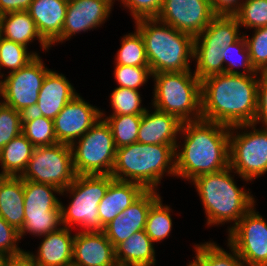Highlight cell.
<instances>
[{"label":"cell","mask_w":267,"mask_h":266,"mask_svg":"<svg viewBox=\"0 0 267 266\" xmlns=\"http://www.w3.org/2000/svg\"><path fill=\"white\" fill-rule=\"evenodd\" d=\"M160 197L151 207L147 215L145 232L153 243L160 242L169 237L172 231V216L170 205H164Z\"/></svg>","instance_id":"836d02e7"},{"label":"cell","mask_w":267,"mask_h":266,"mask_svg":"<svg viewBox=\"0 0 267 266\" xmlns=\"http://www.w3.org/2000/svg\"><path fill=\"white\" fill-rule=\"evenodd\" d=\"M223 73L259 75L250 60L249 50L244 35L235 43L223 49ZM226 65V66H225ZM241 67L243 70L238 71ZM235 68V69H234Z\"/></svg>","instance_id":"1f68e13d"},{"label":"cell","mask_w":267,"mask_h":266,"mask_svg":"<svg viewBox=\"0 0 267 266\" xmlns=\"http://www.w3.org/2000/svg\"><path fill=\"white\" fill-rule=\"evenodd\" d=\"M114 78L118 87L139 90L148 82L152 73L150 67L115 65Z\"/></svg>","instance_id":"60d3db41"},{"label":"cell","mask_w":267,"mask_h":266,"mask_svg":"<svg viewBox=\"0 0 267 266\" xmlns=\"http://www.w3.org/2000/svg\"><path fill=\"white\" fill-rule=\"evenodd\" d=\"M234 15H216L194 39V46H216L222 49L237 42L242 36Z\"/></svg>","instance_id":"4316f807"},{"label":"cell","mask_w":267,"mask_h":266,"mask_svg":"<svg viewBox=\"0 0 267 266\" xmlns=\"http://www.w3.org/2000/svg\"><path fill=\"white\" fill-rule=\"evenodd\" d=\"M78 93L64 76L51 69L47 72L33 113L54 120L64 106Z\"/></svg>","instance_id":"d6986e66"},{"label":"cell","mask_w":267,"mask_h":266,"mask_svg":"<svg viewBox=\"0 0 267 266\" xmlns=\"http://www.w3.org/2000/svg\"><path fill=\"white\" fill-rule=\"evenodd\" d=\"M9 255L0 251V266H4V263Z\"/></svg>","instance_id":"c3c4849f"},{"label":"cell","mask_w":267,"mask_h":266,"mask_svg":"<svg viewBox=\"0 0 267 266\" xmlns=\"http://www.w3.org/2000/svg\"><path fill=\"white\" fill-rule=\"evenodd\" d=\"M33 0H0V15L17 12L27 11Z\"/></svg>","instance_id":"bcb514c9"},{"label":"cell","mask_w":267,"mask_h":266,"mask_svg":"<svg viewBox=\"0 0 267 266\" xmlns=\"http://www.w3.org/2000/svg\"><path fill=\"white\" fill-rule=\"evenodd\" d=\"M0 216L18 231L24 225V186L21 177L0 176Z\"/></svg>","instance_id":"d4e9b609"},{"label":"cell","mask_w":267,"mask_h":266,"mask_svg":"<svg viewBox=\"0 0 267 266\" xmlns=\"http://www.w3.org/2000/svg\"><path fill=\"white\" fill-rule=\"evenodd\" d=\"M254 205L228 232V243L245 266H267V222Z\"/></svg>","instance_id":"4fadbf2b"},{"label":"cell","mask_w":267,"mask_h":266,"mask_svg":"<svg viewBox=\"0 0 267 266\" xmlns=\"http://www.w3.org/2000/svg\"><path fill=\"white\" fill-rule=\"evenodd\" d=\"M223 49L216 46H194V74L200 79L223 73Z\"/></svg>","instance_id":"d590c367"},{"label":"cell","mask_w":267,"mask_h":266,"mask_svg":"<svg viewBox=\"0 0 267 266\" xmlns=\"http://www.w3.org/2000/svg\"><path fill=\"white\" fill-rule=\"evenodd\" d=\"M0 36L26 47H28L29 43L31 44L33 41L38 40L43 52L51 49L40 36L35 21L28 11L0 15Z\"/></svg>","instance_id":"cb8c5ba5"},{"label":"cell","mask_w":267,"mask_h":266,"mask_svg":"<svg viewBox=\"0 0 267 266\" xmlns=\"http://www.w3.org/2000/svg\"><path fill=\"white\" fill-rule=\"evenodd\" d=\"M252 37L243 33L249 50L250 60L259 73H267V26L254 29Z\"/></svg>","instance_id":"f35d334b"},{"label":"cell","mask_w":267,"mask_h":266,"mask_svg":"<svg viewBox=\"0 0 267 266\" xmlns=\"http://www.w3.org/2000/svg\"><path fill=\"white\" fill-rule=\"evenodd\" d=\"M229 135L230 127L213 121L182 122L179 136L184 143L175 149L176 177L191 182L229 167Z\"/></svg>","instance_id":"6da1fadb"},{"label":"cell","mask_w":267,"mask_h":266,"mask_svg":"<svg viewBox=\"0 0 267 266\" xmlns=\"http://www.w3.org/2000/svg\"><path fill=\"white\" fill-rule=\"evenodd\" d=\"M194 259L200 266H245L238 253L228 244L230 253L220 247L216 242H202L194 244Z\"/></svg>","instance_id":"f546056e"},{"label":"cell","mask_w":267,"mask_h":266,"mask_svg":"<svg viewBox=\"0 0 267 266\" xmlns=\"http://www.w3.org/2000/svg\"><path fill=\"white\" fill-rule=\"evenodd\" d=\"M35 146L20 133L0 150V176L20 177L32 157Z\"/></svg>","instance_id":"83f0119b"},{"label":"cell","mask_w":267,"mask_h":266,"mask_svg":"<svg viewBox=\"0 0 267 266\" xmlns=\"http://www.w3.org/2000/svg\"><path fill=\"white\" fill-rule=\"evenodd\" d=\"M234 170L229 166L221 171L197 176L193 183L206 214V225L215 226L233 223L229 232L254 206L256 200L250 189L240 187L234 179Z\"/></svg>","instance_id":"3957f363"},{"label":"cell","mask_w":267,"mask_h":266,"mask_svg":"<svg viewBox=\"0 0 267 266\" xmlns=\"http://www.w3.org/2000/svg\"><path fill=\"white\" fill-rule=\"evenodd\" d=\"M115 0H68L60 37L52 44L63 43L77 33L102 26L108 20Z\"/></svg>","instance_id":"2e32d148"},{"label":"cell","mask_w":267,"mask_h":266,"mask_svg":"<svg viewBox=\"0 0 267 266\" xmlns=\"http://www.w3.org/2000/svg\"><path fill=\"white\" fill-rule=\"evenodd\" d=\"M49 70L39 55L18 71L5 74L0 80V100L22 114L32 112Z\"/></svg>","instance_id":"7c38bea8"},{"label":"cell","mask_w":267,"mask_h":266,"mask_svg":"<svg viewBox=\"0 0 267 266\" xmlns=\"http://www.w3.org/2000/svg\"><path fill=\"white\" fill-rule=\"evenodd\" d=\"M267 129V73H260L257 86V110L253 124Z\"/></svg>","instance_id":"ee69618b"},{"label":"cell","mask_w":267,"mask_h":266,"mask_svg":"<svg viewBox=\"0 0 267 266\" xmlns=\"http://www.w3.org/2000/svg\"><path fill=\"white\" fill-rule=\"evenodd\" d=\"M152 108L176 116L181 122L202 119L201 80L194 71L152 74Z\"/></svg>","instance_id":"8992f818"},{"label":"cell","mask_w":267,"mask_h":266,"mask_svg":"<svg viewBox=\"0 0 267 266\" xmlns=\"http://www.w3.org/2000/svg\"><path fill=\"white\" fill-rule=\"evenodd\" d=\"M240 27L256 29L267 26V0H244L234 14Z\"/></svg>","instance_id":"74e56055"},{"label":"cell","mask_w":267,"mask_h":266,"mask_svg":"<svg viewBox=\"0 0 267 266\" xmlns=\"http://www.w3.org/2000/svg\"><path fill=\"white\" fill-rule=\"evenodd\" d=\"M113 179L111 175H76L71 185L61 192L62 196L67 194L72 199L66 207L60 202L62 226L71 229L75 225L81 231H104L98 205Z\"/></svg>","instance_id":"52a82bcc"},{"label":"cell","mask_w":267,"mask_h":266,"mask_svg":"<svg viewBox=\"0 0 267 266\" xmlns=\"http://www.w3.org/2000/svg\"><path fill=\"white\" fill-rule=\"evenodd\" d=\"M112 113L110 115L143 114L147 108L143 107L139 90L116 87L110 95Z\"/></svg>","instance_id":"8d00e7d4"},{"label":"cell","mask_w":267,"mask_h":266,"mask_svg":"<svg viewBox=\"0 0 267 266\" xmlns=\"http://www.w3.org/2000/svg\"><path fill=\"white\" fill-rule=\"evenodd\" d=\"M215 16L210 0H163L156 18L196 37Z\"/></svg>","instance_id":"5bb4252c"},{"label":"cell","mask_w":267,"mask_h":266,"mask_svg":"<svg viewBox=\"0 0 267 266\" xmlns=\"http://www.w3.org/2000/svg\"><path fill=\"white\" fill-rule=\"evenodd\" d=\"M4 266H38L28 251H23L20 254L9 255L4 263Z\"/></svg>","instance_id":"7dc6e473"},{"label":"cell","mask_w":267,"mask_h":266,"mask_svg":"<svg viewBox=\"0 0 267 266\" xmlns=\"http://www.w3.org/2000/svg\"><path fill=\"white\" fill-rule=\"evenodd\" d=\"M39 54L28 51V47L0 36V80L4 77L1 69H9L7 73L18 71L25 67Z\"/></svg>","instance_id":"e575fe53"},{"label":"cell","mask_w":267,"mask_h":266,"mask_svg":"<svg viewBox=\"0 0 267 266\" xmlns=\"http://www.w3.org/2000/svg\"><path fill=\"white\" fill-rule=\"evenodd\" d=\"M142 114L137 142L142 144L177 145L182 122L174 115L153 108Z\"/></svg>","instance_id":"ffe728a7"},{"label":"cell","mask_w":267,"mask_h":266,"mask_svg":"<svg viewBox=\"0 0 267 266\" xmlns=\"http://www.w3.org/2000/svg\"><path fill=\"white\" fill-rule=\"evenodd\" d=\"M134 23L143 38L152 74L191 70L194 36L176 30L157 18H143ZM190 59L192 60L189 61Z\"/></svg>","instance_id":"277c9868"},{"label":"cell","mask_w":267,"mask_h":266,"mask_svg":"<svg viewBox=\"0 0 267 266\" xmlns=\"http://www.w3.org/2000/svg\"><path fill=\"white\" fill-rule=\"evenodd\" d=\"M72 266H118L115 247L104 231H79L75 234Z\"/></svg>","instance_id":"ac0fdd59"},{"label":"cell","mask_w":267,"mask_h":266,"mask_svg":"<svg viewBox=\"0 0 267 266\" xmlns=\"http://www.w3.org/2000/svg\"><path fill=\"white\" fill-rule=\"evenodd\" d=\"M22 133L35 147L58 143L54 131V121L33 112L23 114Z\"/></svg>","instance_id":"f1b7e54d"},{"label":"cell","mask_w":267,"mask_h":266,"mask_svg":"<svg viewBox=\"0 0 267 266\" xmlns=\"http://www.w3.org/2000/svg\"><path fill=\"white\" fill-rule=\"evenodd\" d=\"M67 6L68 0H33L27 10L50 47L62 33Z\"/></svg>","instance_id":"44dd1931"},{"label":"cell","mask_w":267,"mask_h":266,"mask_svg":"<svg viewBox=\"0 0 267 266\" xmlns=\"http://www.w3.org/2000/svg\"><path fill=\"white\" fill-rule=\"evenodd\" d=\"M186 266H200V264L195 259H193L191 262L189 261Z\"/></svg>","instance_id":"681fc988"},{"label":"cell","mask_w":267,"mask_h":266,"mask_svg":"<svg viewBox=\"0 0 267 266\" xmlns=\"http://www.w3.org/2000/svg\"><path fill=\"white\" fill-rule=\"evenodd\" d=\"M105 114V111L101 110V118L106 120L112 130L116 149L137 142L142 114L109 116Z\"/></svg>","instance_id":"4dcf8cb0"},{"label":"cell","mask_w":267,"mask_h":266,"mask_svg":"<svg viewBox=\"0 0 267 266\" xmlns=\"http://www.w3.org/2000/svg\"><path fill=\"white\" fill-rule=\"evenodd\" d=\"M176 145L132 143L116 149L111 176L135 182L146 190H158L161 179L176 177ZM170 174V175H169Z\"/></svg>","instance_id":"5b68a950"},{"label":"cell","mask_w":267,"mask_h":266,"mask_svg":"<svg viewBox=\"0 0 267 266\" xmlns=\"http://www.w3.org/2000/svg\"><path fill=\"white\" fill-rule=\"evenodd\" d=\"M74 237L72 229L61 227L43 236L36 254L28 252L38 266H72Z\"/></svg>","instance_id":"7402d4cb"},{"label":"cell","mask_w":267,"mask_h":266,"mask_svg":"<svg viewBox=\"0 0 267 266\" xmlns=\"http://www.w3.org/2000/svg\"><path fill=\"white\" fill-rule=\"evenodd\" d=\"M145 191L146 189L138 183L113 179L98 205L101 225L107 226Z\"/></svg>","instance_id":"603a6c76"},{"label":"cell","mask_w":267,"mask_h":266,"mask_svg":"<svg viewBox=\"0 0 267 266\" xmlns=\"http://www.w3.org/2000/svg\"><path fill=\"white\" fill-rule=\"evenodd\" d=\"M244 0H210L213 12L216 15H234Z\"/></svg>","instance_id":"f6af8a7d"},{"label":"cell","mask_w":267,"mask_h":266,"mask_svg":"<svg viewBox=\"0 0 267 266\" xmlns=\"http://www.w3.org/2000/svg\"><path fill=\"white\" fill-rule=\"evenodd\" d=\"M256 127L253 123L230 127L229 166L244 182L267 173V129Z\"/></svg>","instance_id":"ba28073f"},{"label":"cell","mask_w":267,"mask_h":266,"mask_svg":"<svg viewBox=\"0 0 267 266\" xmlns=\"http://www.w3.org/2000/svg\"><path fill=\"white\" fill-rule=\"evenodd\" d=\"M154 243L145 230L135 232L126 241L115 247L118 266H153L156 265Z\"/></svg>","instance_id":"484cf974"},{"label":"cell","mask_w":267,"mask_h":266,"mask_svg":"<svg viewBox=\"0 0 267 266\" xmlns=\"http://www.w3.org/2000/svg\"><path fill=\"white\" fill-rule=\"evenodd\" d=\"M160 197L157 190H146L134 203L104 227V233L114 247L126 241L135 232L145 230L150 207Z\"/></svg>","instance_id":"e0dca14e"},{"label":"cell","mask_w":267,"mask_h":266,"mask_svg":"<svg viewBox=\"0 0 267 266\" xmlns=\"http://www.w3.org/2000/svg\"><path fill=\"white\" fill-rule=\"evenodd\" d=\"M77 175H111L116 158L112 130L105 119L97 121L71 145Z\"/></svg>","instance_id":"9c48e42d"},{"label":"cell","mask_w":267,"mask_h":266,"mask_svg":"<svg viewBox=\"0 0 267 266\" xmlns=\"http://www.w3.org/2000/svg\"><path fill=\"white\" fill-rule=\"evenodd\" d=\"M21 112L0 101V150L22 133Z\"/></svg>","instance_id":"ab89813d"},{"label":"cell","mask_w":267,"mask_h":266,"mask_svg":"<svg viewBox=\"0 0 267 266\" xmlns=\"http://www.w3.org/2000/svg\"><path fill=\"white\" fill-rule=\"evenodd\" d=\"M128 9L134 21L143 18H156L161 10L163 0H117Z\"/></svg>","instance_id":"b9f144b4"},{"label":"cell","mask_w":267,"mask_h":266,"mask_svg":"<svg viewBox=\"0 0 267 266\" xmlns=\"http://www.w3.org/2000/svg\"><path fill=\"white\" fill-rule=\"evenodd\" d=\"M115 65L149 67L144 41L136 28L134 33L121 37V46L115 56Z\"/></svg>","instance_id":"d6a6232c"},{"label":"cell","mask_w":267,"mask_h":266,"mask_svg":"<svg viewBox=\"0 0 267 266\" xmlns=\"http://www.w3.org/2000/svg\"><path fill=\"white\" fill-rule=\"evenodd\" d=\"M20 240L19 231L0 216V251L7 255L20 254L24 251L18 246Z\"/></svg>","instance_id":"7bdbcfd3"},{"label":"cell","mask_w":267,"mask_h":266,"mask_svg":"<svg viewBox=\"0 0 267 266\" xmlns=\"http://www.w3.org/2000/svg\"><path fill=\"white\" fill-rule=\"evenodd\" d=\"M24 225L19 231L20 239L28 234L43 237L58 231L62 226L60 200L61 190L50 184L23 180Z\"/></svg>","instance_id":"30bf717a"},{"label":"cell","mask_w":267,"mask_h":266,"mask_svg":"<svg viewBox=\"0 0 267 266\" xmlns=\"http://www.w3.org/2000/svg\"><path fill=\"white\" fill-rule=\"evenodd\" d=\"M100 109L78 93L53 120L57 142L71 146L101 119Z\"/></svg>","instance_id":"9a60e30c"},{"label":"cell","mask_w":267,"mask_h":266,"mask_svg":"<svg viewBox=\"0 0 267 266\" xmlns=\"http://www.w3.org/2000/svg\"><path fill=\"white\" fill-rule=\"evenodd\" d=\"M76 175L71 146L56 143L35 147L20 177L35 183L50 184L62 191L71 185Z\"/></svg>","instance_id":"8fae6325"},{"label":"cell","mask_w":267,"mask_h":266,"mask_svg":"<svg viewBox=\"0 0 267 266\" xmlns=\"http://www.w3.org/2000/svg\"><path fill=\"white\" fill-rule=\"evenodd\" d=\"M259 75L215 74L201 80L202 119L228 127L253 123Z\"/></svg>","instance_id":"7a4b0ae2"}]
</instances>
